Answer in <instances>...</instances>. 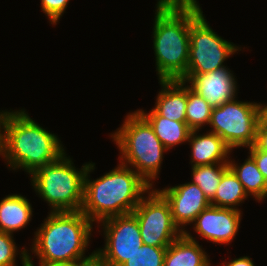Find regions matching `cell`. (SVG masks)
<instances>
[{"instance_id": "obj_26", "label": "cell", "mask_w": 267, "mask_h": 266, "mask_svg": "<svg viewBox=\"0 0 267 266\" xmlns=\"http://www.w3.org/2000/svg\"><path fill=\"white\" fill-rule=\"evenodd\" d=\"M248 153L255 160L258 169L267 180V152L259 150L255 145L248 147Z\"/></svg>"}, {"instance_id": "obj_11", "label": "cell", "mask_w": 267, "mask_h": 266, "mask_svg": "<svg viewBox=\"0 0 267 266\" xmlns=\"http://www.w3.org/2000/svg\"><path fill=\"white\" fill-rule=\"evenodd\" d=\"M242 211L209 205L192 223L199 237L215 244L230 245L239 231Z\"/></svg>"}, {"instance_id": "obj_29", "label": "cell", "mask_w": 267, "mask_h": 266, "mask_svg": "<svg viewBox=\"0 0 267 266\" xmlns=\"http://www.w3.org/2000/svg\"><path fill=\"white\" fill-rule=\"evenodd\" d=\"M221 265L223 266H255L254 261L249 256H242L239 258H234L228 263L224 261Z\"/></svg>"}, {"instance_id": "obj_7", "label": "cell", "mask_w": 267, "mask_h": 266, "mask_svg": "<svg viewBox=\"0 0 267 266\" xmlns=\"http://www.w3.org/2000/svg\"><path fill=\"white\" fill-rule=\"evenodd\" d=\"M263 119V103L233 100L212 109L209 132L217 134L233 150L253 146Z\"/></svg>"}, {"instance_id": "obj_24", "label": "cell", "mask_w": 267, "mask_h": 266, "mask_svg": "<svg viewBox=\"0 0 267 266\" xmlns=\"http://www.w3.org/2000/svg\"><path fill=\"white\" fill-rule=\"evenodd\" d=\"M18 250L13 235L0 230V266H18L16 265L18 255H20L22 266H27L28 249L24 247L20 252Z\"/></svg>"}, {"instance_id": "obj_20", "label": "cell", "mask_w": 267, "mask_h": 266, "mask_svg": "<svg viewBox=\"0 0 267 266\" xmlns=\"http://www.w3.org/2000/svg\"><path fill=\"white\" fill-rule=\"evenodd\" d=\"M247 198L249 197L242 183L233 171L228 168L222 174L220 184L217 187L214 198L210 201V205L240 210L238 208L241 205L240 203L247 200Z\"/></svg>"}, {"instance_id": "obj_23", "label": "cell", "mask_w": 267, "mask_h": 266, "mask_svg": "<svg viewBox=\"0 0 267 266\" xmlns=\"http://www.w3.org/2000/svg\"><path fill=\"white\" fill-rule=\"evenodd\" d=\"M167 247H155L143 244L121 266H163Z\"/></svg>"}, {"instance_id": "obj_6", "label": "cell", "mask_w": 267, "mask_h": 266, "mask_svg": "<svg viewBox=\"0 0 267 266\" xmlns=\"http://www.w3.org/2000/svg\"><path fill=\"white\" fill-rule=\"evenodd\" d=\"M88 165L89 162L78 169L72 158L64 153L55 162L46 164L30 175L36 195L48 203L50 212L81 211Z\"/></svg>"}, {"instance_id": "obj_19", "label": "cell", "mask_w": 267, "mask_h": 266, "mask_svg": "<svg viewBox=\"0 0 267 266\" xmlns=\"http://www.w3.org/2000/svg\"><path fill=\"white\" fill-rule=\"evenodd\" d=\"M228 167L237 176L238 180L242 183L248 196L255 198L257 202L266 200L267 198V180L257 167L253 157L249 154L247 159L239 165L235 160L228 161Z\"/></svg>"}, {"instance_id": "obj_27", "label": "cell", "mask_w": 267, "mask_h": 266, "mask_svg": "<svg viewBox=\"0 0 267 266\" xmlns=\"http://www.w3.org/2000/svg\"><path fill=\"white\" fill-rule=\"evenodd\" d=\"M254 145L264 152H267V121L263 118L257 128Z\"/></svg>"}, {"instance_id": "obj_12", "label": "cell", "mask_w": 267, "mask_h": 266, "mask_svg": "<svg viewBox=\"0 0 267 266\" xmlns=\"http://www.w3.org/2000/svg\"><path fill=\"white\" fill-rule=\"evenodd\" d=\"M157 190L168 201L172 219L182 233L185 232L184 227L192 224L199 213L210 205L202 189L191 182Z\"/></svg>"}, {"instance_id": "obj_16", "label": "cell", "mask_w": 267, "mask_h": 266, "mask_svg": "<svg viewBox=\"0 0 267 266\" xmlns=\"http://www.w3.org/2000/svg\"><path fill=\"white\" fill-rule=\"evenodd\" d=\"M204 248L185 230L166 249L163 266H212Z\"/></svg>"}, {"instance_id": "obj_15", "label": "cell", "mask_w": 267, "mask_h": 266, "mask_svg": "<svg viewBox=\"0 0 267 266\" xmlns=\"http://www.w3.org/2000/svg\"><path fill=\"white\" fill-rule=\"evenodd\" d=\"M161 90L153 109L169 120L186 122L187 85L181 80H159Z\"/></svg>"}, {"instance_id": "obj_31", "label": "cell", "mask_w": 267, "mask_h": 266, "mask_svg": "<svg viewBox=\"0 0 267 266\" xmlns=\"http://www.w3.org/2000/svg\"><path fill=\"white\" fill-rule=\"evenodd\" d=\"M263 118L267 121V104H263Z\"/></svg>"}, {"instance_id": "obj_8", "label": "cell", "mask_w": 267, "mask_h": 266, "mask_svg": "<svg viewBox=\"0 0 267 266\" xmlns=\"http://www.w3.org/2000/svg\"><path fill=\"white\" fill-rule=\"evenodd\" d=\"M186 74H204L226 67L223 63L241 47L223 39L208 24L203 11L190 23Z\"/></svg>"}, {"instance_id": "obj_3", "label": "cell", "mask_w": 267, "mask_h": 266, "mask_svg": "<svg viewBox=\"0 0 267 266\" xmlns=\"http://www.w3.org/2000/svg\"><path fill=\"white\" fill-rule=\"evenodd\" d=\"M95 163L89 162L84 178L81 212L92 222L133 212L142 197L152 188L132 168L119 163L103 176L91 180Z\"/></svg>"}, {"instance_id": "obj_2", "label": "cell", "mask_w": 267, "mask_h": 266, "mask_svg": "<svg viewBox=\"0 0 267 266\" xmlns=\"http://www.w3.org/2000/svg\"><path fill=\"white\" fill-rule=\"evenodd\" d=\"M58 136L44 129L24 109L4 110L0 120V156L12 170L29 176L66 153Z\"/></svg>"}, {"instance_id": "obj_1", "label": "cell", "mask_w": 267, "mask_h": 266, "mask_svg": "<svg viewBox=\"0 0 267 266\" xmlns=\"http://www.w3.org/2000/svg\"><path fill=\"white\" fill-rule=\"evenodd\" d=\"M202 12L197 0H158L153 50L158 80H180L187 71L190 23Z\"/></svg>"}, {"instance_id": "obj_14", "label": "cell", "mask_w": 267, "mask_h": 266, "mask_svg": "<svg viewBox=\"0 0 267 266\" xmlns=\"http://www.w3.org/2000/svg\"><path fill=\"white\" fill-rule=\"evenodd\" d=\"M198 133L199 130L191 131L187 142L191 147V167L228 163L233 150L225 141L212 132Z\"/></svg>"}, {"instance_id": "obj_17", "label": "cell", "mask_w": 267, "mask_h": 266, "mask_svg": "<svg viewBox=\"0 0 267 266\" xmlns=\"http://www.w3.org/2000/svg\"><path fill=\"white\" fill-rule=\"evenodd\" d=\"M33 209L29 200L21 194H10L0 201V230L12 234L32 220Z\"/></svg>"}, {"instance_id": "obj_13", "label": "cell", "mask_w": 267, "mask_h": 266, "mask_svg": "<svg viewBox=\"0 0 267 266\" xmlns=\"http://www.w3.org/2000/svg\"><path fill=\"white\" fill-rule=\"evenodd\" d=\"M233 74L228 67H222L204 74H185L180 80L216 108L236 98L239 89Z\"/></svg>"}, {"instance_id": "obj_5", "label": "cell", "mask_w": 267, "mask_h": 266, "mask_svg": "<svg viewBox=\"0 0 267 266\" xmlns=\"http://www.w3.org/2000/svg\"><path fill=\"white\" fill-rule=\"evenodd\" d=\"M119 149V161L132 168L152 188L163 163L164 147L149 122L136 110L129 112L120 128L110 134Z\"/></svg>"}, {"instance_id": "obj_30", "label": "cell", "mask_w": 267, "mask_h": 266, "mask_svg": "<svg viewBox=\"0 0 267 266\" xmlns=\"http://www.w3.org/2000/svg\"><path fill=\"white\" fill-rule=\"evenodd\" d=\"M35 263H33L32 261V254L30 256V253H28V263L27 266H35ZM39 266H66V265H43V264H39Z\"/></svg>"}, {"instance_id": "obj_9", "label": "cell", "mask_w": 267, "mask_h": 266, "mask_svg": "<svg viewBox=\"0 0 267 266\" xmlns=\"http://www.w3.org/2000/svg\"><path fill=\"white\" fill-rule=\"evenodd\" d=\"M132 214L139 223L143 244L168 247L182 234L172 219L168 201L154 187L142 197Z\"/></svg>"}, {"instance_id": "obj_10", "label": "cell", "mask_w": 267, "mask_h": 266, "mask_svg": "<svg viewBox=\"0 0 267 266\" xmlns=\"http://www.w3.org/2000/svg\"><path fill=\"white\" fill-rule=\"evenodd\" d=\"M97 224L103 226L105 245L95 251L107 266H121L143 245L139 223L132 213L112 216Z\"/></svg>"}, {"instance_id": "obj_28", "label": "cell", "mask_w": 267, "mask_h": 266, "mask_svg": "<svg viewBox=\"0 0 267 266\" xmlns=\"http://www.w3.org/2000/svg\"><path fill=\"white\" fill-rule=\"evenodd\" d=\"M71 266H107L101 256L94 250L87 258L78 260Z\"/></svg>"}, {"instance_id": "obj_4", "label": "cell", "mask_w": 267, "mask_h": 266, "mask_svg": "<svg viewBox=\"0 0 267 266\" xmlns=\"http://www.w3.org/2000/svg\"><path fill=\"white\" fill-rule=\"evenodd\" d=\"M35 231L32 253L43 265L71 266L87 258L93 222L81 211L50 212Z\"/></svg>"}, {"instance_id": "obj_22", "label": "cell", "mask_w": 267, "mask_h": 266, "mask_svg": "<svg viewBox=\"0 0 267 266\" xmlns=\"http://www.w3.org/2000/svg\"><path fill=\"white\" fill-rule=\"evenodd\" d=\"M212 109L209 103L187 84L186 124L192 131H200L204 125H209Z\"/></svg>"}, {"instance_id": "obj_18", "label": "cell", "mask_w": 267, "mask_h": 266, "mask_svg": "<svg viewBox=\"0 0 267 266\" xmlns=\"http://www.w3.org/2000/svg\"><path fill=\"white\" fill-rule=\"evenodd\" d=\"M137 111L149 122L155 135L168 151L177 145L188 142L192 130L186 122L164 118L154 109H151L149 113L143 109H138Z\"/></svg>"}, {"instance_id": "obj_32", "label": "cell", "mask_w": 267, "mask_h": 266, "mask_svg": "<svg viewBox=\"0 0 267 266\" xmlns=\"http://www.w3.org/2000/svg\"><path fill=\"white\" fill-rule=\"evenodd\" d=\"M2 113H3V110L2 111L0 110V120H1Z\"/></svg>"}, {"instance_id": "obj_21", "label": "cell", "mask_w": 267, "mask_h": 266, "mask_svg": "<svg viewBox=\"0 0 267 266\" xmlns=\"http://www.w3.org/2000/svg\"><path fill=\"white\" fill-rule=\"evenodd\" d=\"M228 168V163H217L192 167V179L190 182L197 184L202 189L206 198L211 201L216 194L222 174Z\"/></svg>"}, {"instance_id": "obj_25", "label": "cell", "mask_w": 267, "mask_h": 266, "mask_svg": "<svg viewBox=\"0 0 267 266\" xmlns=\"http://www.w3.org/2000/svg\"><path fill=\"white\" fill-rule=\"evenodd\" d=\"M69 0H41V10L51 24L57 25L63 16Z\"/></svg>"}]
</instances>
